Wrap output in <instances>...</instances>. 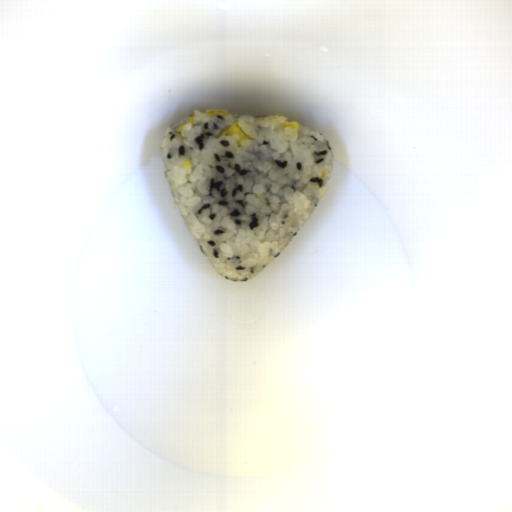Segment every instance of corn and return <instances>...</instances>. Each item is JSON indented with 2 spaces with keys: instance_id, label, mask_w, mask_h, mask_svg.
<instances>
[{
  "instance_id": "corn-6",
  "label": "corn",
  "mask_w": 512,
  "mask_h": 512,
  "mask_svg": "<svg viewBox=\"0 0 512 512\" xmlns=\"http://www.w3.org/2000/svg\"><path fill=\"white\" fill-rule=\"evenodd\" d=\"M186 128V125H181L177 130H176V133H181L182 130H184Z\"/></svg>"
},
{
  "instance_id": "corn-3",
  "label": "corn",
  "mask_w": 512,
  "mask_h": 512,
  "mask_svg": "<svg viewBox=\"0 0 512 512\" xmlns=\"http://www.w3.org/2000/svg\"><path fill=\"white\" fill-rule=\"evenodd\" d=\"M282 125L283 127L285 128H293V129H298L299 127V123L296 122V121H287V122H282Z\"/></svg>"
},
{
  "instance_id": "corn-5",
  "label": "corn",
  "mask_w": 512,
  "mask_h": 512,
  "mask_svg": "<svg viewBox=\"0 0 512 512\" xmlns=\"http://www.w3.org/2000/svg\"><path fill=\"white\" fill-rule=\"evenodd\" d=\"M189 123H191L193 127L195 126V115L189 117Z\"/></svg>"
},
{
  "instance_id": "corn-2",
  "label": "corn",
  "mask_w": 512,
  "mask_h": 512,
  "mask_svg": "<svg viewBox=\"0 0 512 512\" xmlns=\"http://www.w3.org/2000/svg\"><path fill=\"white\" fill-rule=\"evenodd\" d=\"M206 116H222L229 115V112L224 109H210L205 112Z\"/></svg>"
},
{
  "instance_id": "corn-1",
  "label": "corn",
  "mask_w": 512,
  "mask_h": 512,
  "mask_svg": "<svg viewBox=\"0 0 512 512\" xmlns=\"http://www.w3.org/2000/svg\"><path fill=\"white\" fill-rule=\"evenodd\" d=\"M230 135H237L238 136V140L236 142L238 147L241 146V143L244 140H251L252 139L250 137V135L241 128L239 122L231 123L225 129V131L221 135H219L218 137H227V136H230Z\"/></svg>"
},
{
  "instance_id": "corn-4",
  "label": "corn",
  "mask_w": 512,
  "mask_h": 512,
  "mask_svg": "<svg viewBox=\"0 0 512 512\" xmlns=\"http://www.w3.org/2000/svg\"><path fill=\"white\" fill-rule=\"evenodd\" d=\"M183 168H192L191 161L189 158H185V163H184L182 169Z\"/></svg>"
}]
</instances>
